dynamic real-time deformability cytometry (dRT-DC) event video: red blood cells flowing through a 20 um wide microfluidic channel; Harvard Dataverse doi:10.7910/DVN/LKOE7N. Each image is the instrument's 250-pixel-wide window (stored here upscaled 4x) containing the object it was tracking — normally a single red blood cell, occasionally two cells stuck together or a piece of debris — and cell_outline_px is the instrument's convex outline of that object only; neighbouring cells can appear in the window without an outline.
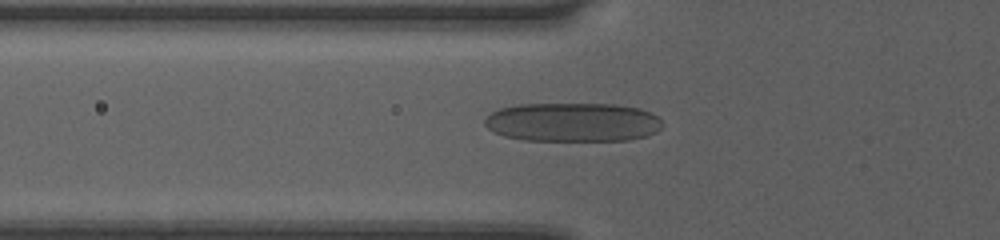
{"species": "human", "species_latin": "Homo sapiens", "temperature_condition": "room temperature", "stored_images_in_passage": 34, "camera_frame_rate_fps": 3000, "um_per_image_px": 0.085, "donor": {"sex": "female"}, "frame": {"image": 1, "passage_image": 3, "time_ms": 0.667, "image_size_px": [1000, 240], "cell_outline_px": [[664, 124], [656, 132], [644, 136], [628, 140], [524, 140], [504, 136], [492, 132], [484, 124], [484, 120], [492, 112], [500, 108], [520, 104], [616, 104], [640, 108], [656, 116]], "centroid_in_image_um": [48.66, 10.38], "position_along_channel_um": 77.1, "area_um2": 40.34}}
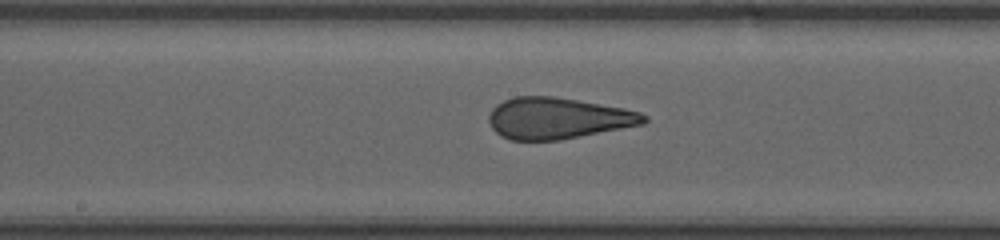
{"frame": {"image": 2, "passage_image": 12, "time_ms": 3.667, "image_size_px": [1000, 240], "cell_outline_px": [[648, 120], [644, 124], [560, 140], [512, 140], [500, 136], [492, 128], [488, 120], [488, 116], [492, 108], [496, 104], [504, 100], [516, 96], [556, 96], [624, 108], [640, 112], [648, 116]], "centroid_in_image_um": [47.41, 10.04], "position_along_channel_um": 200.8, "area_um2": 37.51}}
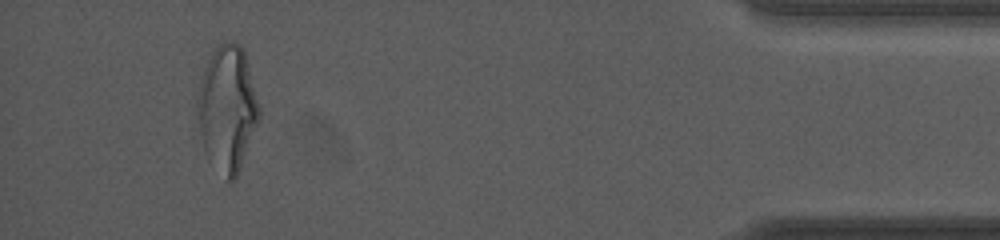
{"frame": {"image": 3, "passage_image": 32, "time_ms": 10.333, "image_size_px": [1000, 240], "cell_outline_px": [[260, 116], [236, 176], [228, 184], [208, 160], [204, 152], [200, 136], [196, 104], [200, 80], [204, 68], [216, 44], [224, 40], [232, 40], [240, 44], [244, 48], [260, 108]], "centroid_in_image_um": [19.29, 9.19], "position_along_channel_um": 415.9, "area_um2": 45.55}}